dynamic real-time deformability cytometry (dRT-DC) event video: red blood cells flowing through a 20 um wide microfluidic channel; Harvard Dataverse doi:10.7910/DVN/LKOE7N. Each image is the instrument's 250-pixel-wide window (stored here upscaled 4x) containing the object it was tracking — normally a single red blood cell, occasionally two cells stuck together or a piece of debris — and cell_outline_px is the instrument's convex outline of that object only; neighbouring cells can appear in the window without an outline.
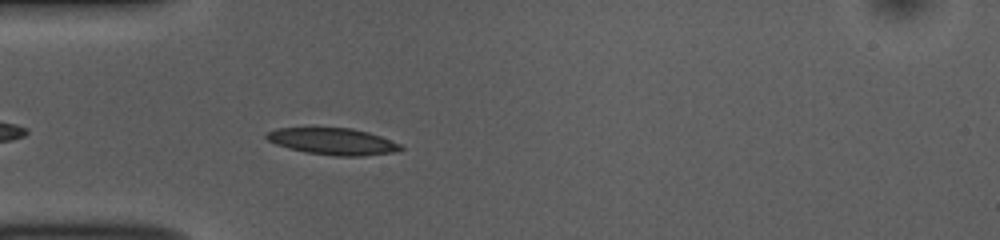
{"species": "common noctule bat (a hibernating species)", "species_latin": "Nyctalus noctula", "temperature_condition": "room temperature", "stored_images_in_passage": 41, "camera_frame_rate_fps": 3000, "um_per_image_px": 0.085, "animal": {"sex": "female", "body_mass_g": 10.0, "forearm_length_mm": 53.1}, "frame": {"image": 1, "passage_image": 4, "time_ms": 1.0, "image_size_px": [1000, 240], "cell_outline_px": [[404, 148], [396, 152], [360, 156], [332, 156], [304, 152], [288, 148], [276, 144], [268, 140], [264, 136], [268, 132], [276, 128], [352, 128], [368, 132], [380, 136], [400, 144]], "centroid_in_image_um": [28.29, 12.03], "position_along_channel_um": 56.7, "area_um2": 20.87}}
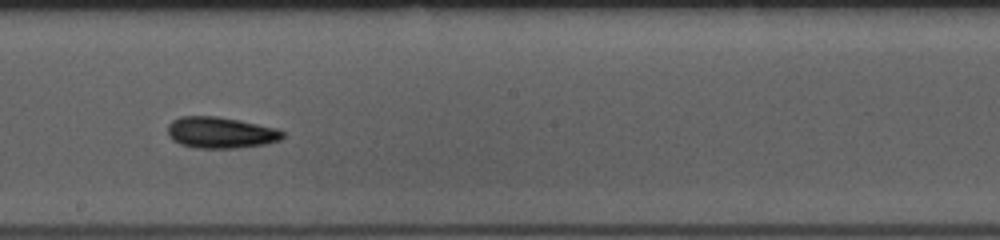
{"frame": {"image": 2, "passage_image": 18, "time_ms": 5.667, "image_size_px": [1000, 240], "cell_outline_px": [[284, 136], [280, 140], [264, 144], [236, 148], [200, 148], [180, 144], [172, 140], [168, 136], [168, 124], [172, 120], [180, 116], [216, 116], [240, 120], [276, 128], [284, 132]], "centroid_in_image_um": [18.73, 11.26], "position_along_channel_um": 229.5, "area_um2": 20.98}}
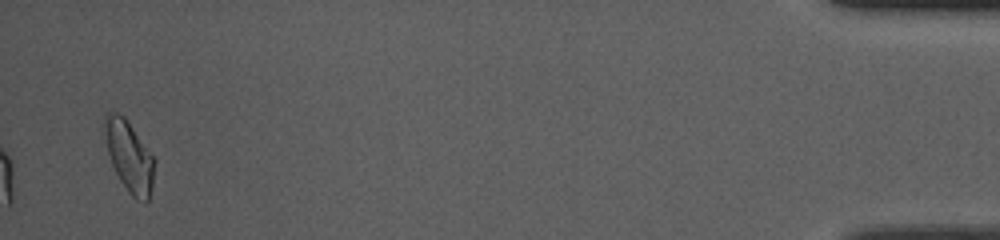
{"frame": {"image": 3, "passage_image": 40, "time_ms": 13.0, "image_size_px": [1000, 240], "cell_outline_px": [[156, 160], [152, 188], [148, 200], [144, 204], [136, 200], [128, 192], [120, 180], [112, 164], [100, 132], [104, 116], [108, 112], [116, 112], [124, 116]], "centroid_in_image_um": [10.94, 13.27], "position_along_channel_um": 424.3, "area_um2": 21.15}, "authors_computed_cell_mechanics": {"area_um2": 20.1144, "velocity_mm_per_s": 3.785, "shape_relaxation_time_tau1_ms": 4.3995, "shape_relaxation_time_tau2_ms": 4.525, "deformation_change_tau1": 0.1102, "deformation_change_tau2": 0.1166}}